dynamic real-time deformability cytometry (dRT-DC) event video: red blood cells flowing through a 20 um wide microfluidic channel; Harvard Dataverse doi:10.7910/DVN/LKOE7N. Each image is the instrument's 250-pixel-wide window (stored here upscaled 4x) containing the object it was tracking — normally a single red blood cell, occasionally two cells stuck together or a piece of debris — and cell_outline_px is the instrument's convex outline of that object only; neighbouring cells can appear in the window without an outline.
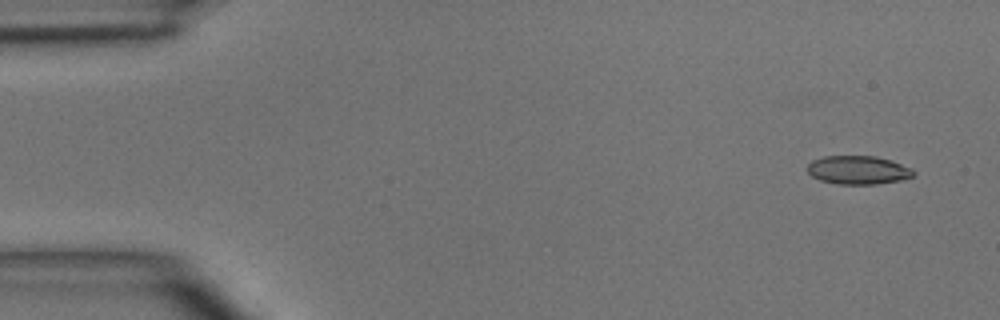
{"species": "common noctule bat (a hibernating species)", "species_latin": "Nyctalus noctula", "temperature_condition": "room temperature", "stored_images_in_passage": 4, "camera_frame_rate_fps": 3000, "um_per_image_px": 0.085, "animal": {"sex": "male", "body_mass_g": 15.6}, "frame": {"image": 1, "passage_image": 1, "time_ms": 0.0, "image_size_px": [1000, 320], "cell_outline_px": [[916, 176], [900, 180], [876, 184], [836, 184], [820, 180], [812, 176], [808, 172], [808, 164], [812, 160], [824, 156], [876, 156], [912, 168], [916, 172]], "centroid_in_image_um": [72.95, 14.46], "position_along_channel_um": 12.1, "area_um2": 17.63}}
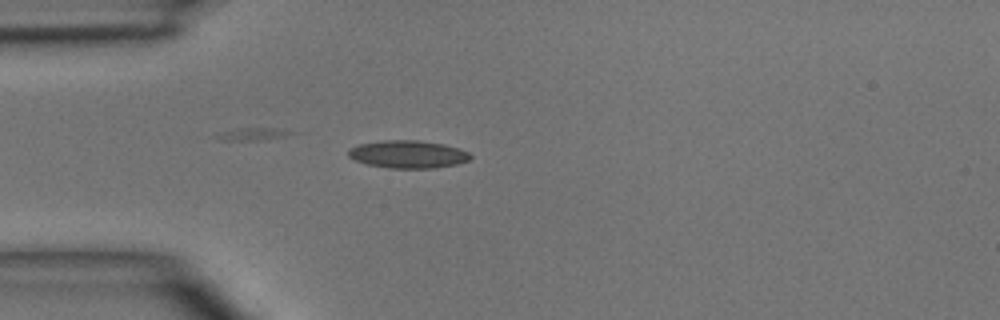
{"frame": {"image": 2, "passage_image": 4, "time_ms": 3.333, "image_size_px": [1000, 320], "cell_outline_px": [[472, 156], [468, 160], [456, 164], [436, 168], [388, 168], [368, 164], [356, 160], [348, 156], [348, 148], [360, 144], [380, 140], [420, 140], [444, 144], [460, 148], [468, 152]], "centroid_in_image_um": [34.68, 13.1], "position_along_channel_um": 50.3, "area_um2": 19.77}}